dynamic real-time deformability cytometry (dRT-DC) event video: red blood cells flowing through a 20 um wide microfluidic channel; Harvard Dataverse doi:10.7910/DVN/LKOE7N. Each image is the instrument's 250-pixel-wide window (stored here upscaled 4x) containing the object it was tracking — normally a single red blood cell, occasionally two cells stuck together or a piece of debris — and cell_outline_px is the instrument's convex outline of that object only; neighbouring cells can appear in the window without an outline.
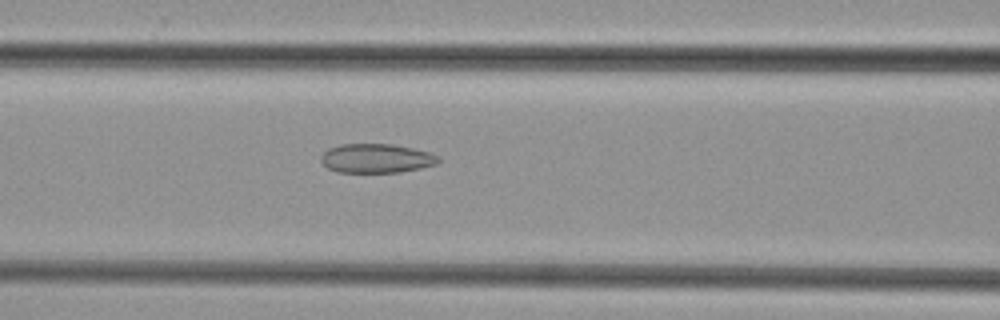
{"species": "common noctule bat (a hibernating species)", "species_latin": "Nyctalus noctula", "temperature_condition": "cold", "stored_images_in_passage": 33, "camera_frame_rate_fps": 3000, "um_per_image_px": 0.085, "animal": {"sex": "female", "body_mass_g": 29.2, "forearm_length_mm": 56.3}, "frame": {"image": 1, "passage_image": 5, "time_ms": 1.333, "image_size_px": [1000, 320], "cell_outline_px": [[440, 160], [436, 164], [420, 168], [400, 172], [336, 172], [328, 168], [320, 160], [320, 156], [328, 148], [340, 144], [392, 144], [412, 148], [428, 152], [440, 156]], "centroid_in_image_um": [31.97, 13.46], "position_along_channel_um": 134.6, "area_um2": 19.94}}
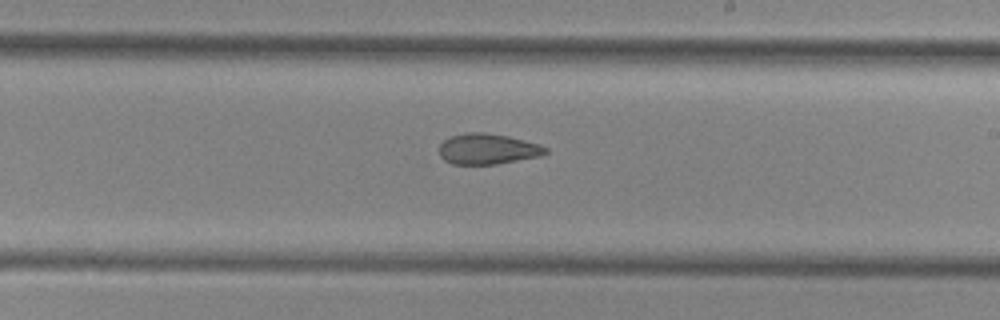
{"frame": {"image": 2, "passage_image": 13, "time_ms": 4.0, "image_size_px": [1000, 320], "cell_outline_px": [[548, 152], [540, 156], [496, 164], [452, 164], [444, 160], [440, 156], [440, 144], [444, 140], [452, 136], [464, 132], [484, 132], [508, 136], [540, 144], [548, 148]], "centroid_in_image_um": [41.45, 12.66], "position_along_channel_um": 247.5, "area_um2": 19.02}}
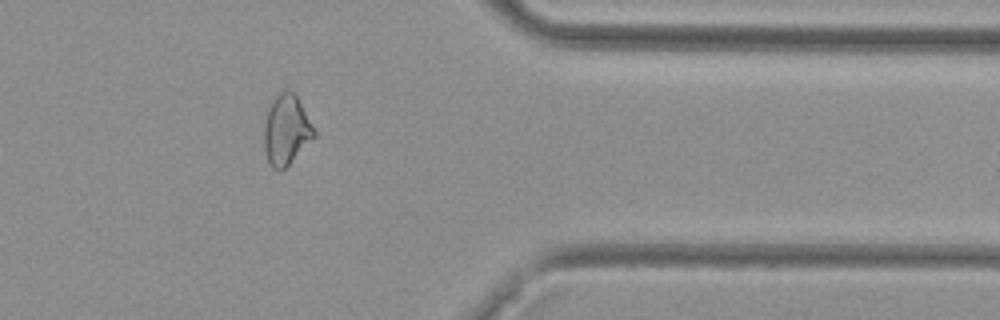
{"frame": {"image": 3, "passage_image": 24, "time_ms": 7.667, "image_size_px": [1000, 320], "cell_outline_px": [[316, 136], [280, 172], [272, 168], [268, 160], [264, 148], [264, 124], [268, 108], [272, 100], [280, 92], [292, 92], [296, 96], [316, 132]], "centroid_in_image_um": [24.31, 11.08], "position_along_channel_um": 387.1, "area_um2": 20.0}}